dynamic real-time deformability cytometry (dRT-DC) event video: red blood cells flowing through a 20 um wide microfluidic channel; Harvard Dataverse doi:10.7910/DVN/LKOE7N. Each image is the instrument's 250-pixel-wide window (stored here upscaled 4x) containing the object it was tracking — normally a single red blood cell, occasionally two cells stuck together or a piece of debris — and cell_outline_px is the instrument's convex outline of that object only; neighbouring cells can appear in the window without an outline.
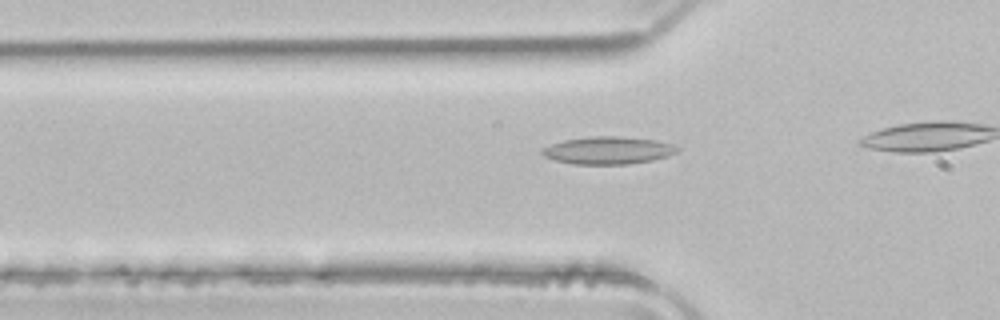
{"species": "common noctule bat (a hibernating species)", "species_latin": "Nyctalus noctula", "temperature_condition": "room temperature", "stored_images_in_passage": 13, "camera_frame_rate_fps": 3000, "um_per_image_px": 0.085, "animal": {"sex": "male", "body_mass_g": 21.5, "forearm_length_mm": 52.0}, "frame": {"image": 1, "passage_image": 8, "time_ms": 2.333, "image_size_px": [1000, 320], "cell_outline_px": [[680, 148], [676, 152], [668, 156], [652, 160], [628, 164], [572, 164], [556, 160], [544, 156], [540, 152], [544, 148], [552, 144], [564, 140], [592, 136], [620, 136], [656, 140], [672, 144]], "centroid_in_image_um": [51.71, 12.78], "position_along_channel_um": 74.1, "area_um2": 21.56}}
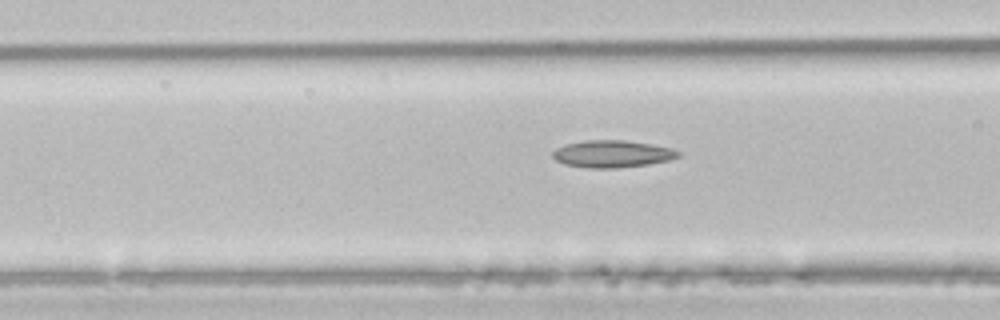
{"frame": {"image": 2, "passage_image": 11, "time_ms": 3.333, "image_size_px": [1000, 320], "cell_outline_px": [[680, 156], [668, 160], [648, 164], [616, 168], [588, 168], [564, 164], [556, 160], [552, 156], [552, 152], [556, 148], [564, 144], [584, 140], [624, 140], [652, 144], [672, 148], [680, 152]], "centroid_in_image_um": [52.02, 13.07], "position_along_channel_um": 114.6, "area_um2": 19.94}}